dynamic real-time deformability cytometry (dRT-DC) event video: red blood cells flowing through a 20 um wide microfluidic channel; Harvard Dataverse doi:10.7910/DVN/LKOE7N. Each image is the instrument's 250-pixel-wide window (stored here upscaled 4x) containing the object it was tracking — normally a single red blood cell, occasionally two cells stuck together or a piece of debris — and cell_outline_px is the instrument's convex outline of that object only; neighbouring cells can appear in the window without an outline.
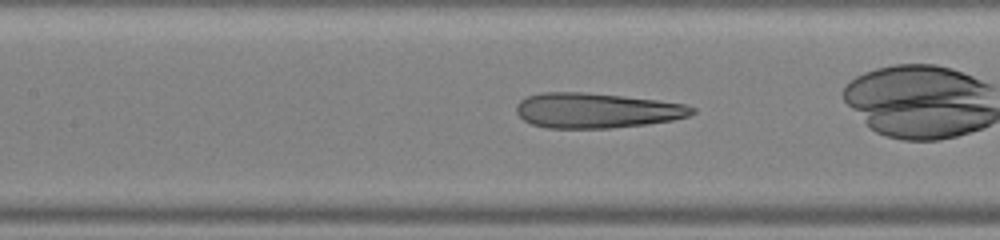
{"species": "human", "species_latin": "Homo sapiens", "temperature_condition": "warm", "stored_images_in_passage": 35, "camera_frame_rate_fps": 3000, "um_per_image_px": 0.085, "donor": {"sex": "male"}, "frame": {"image": 1, "passage_image": 11, "time_ms": 3.333, "image_size_px": [1000, 240], "cell_outline_px": [[696, 112], [688, 116], [672, 120], [648, 124], [612, 128], [548, 128], [532, 124], [524, 120], [516, 112], [516, 104], [520, 100], [528, 96], [540, 92], [584, 92], [656, 100], [684, 104], [696, 108]], "centroid_in_image_um": [50.69, 9.39], "position_along_channel_um": 156.7, "area_um2": 35.89}}